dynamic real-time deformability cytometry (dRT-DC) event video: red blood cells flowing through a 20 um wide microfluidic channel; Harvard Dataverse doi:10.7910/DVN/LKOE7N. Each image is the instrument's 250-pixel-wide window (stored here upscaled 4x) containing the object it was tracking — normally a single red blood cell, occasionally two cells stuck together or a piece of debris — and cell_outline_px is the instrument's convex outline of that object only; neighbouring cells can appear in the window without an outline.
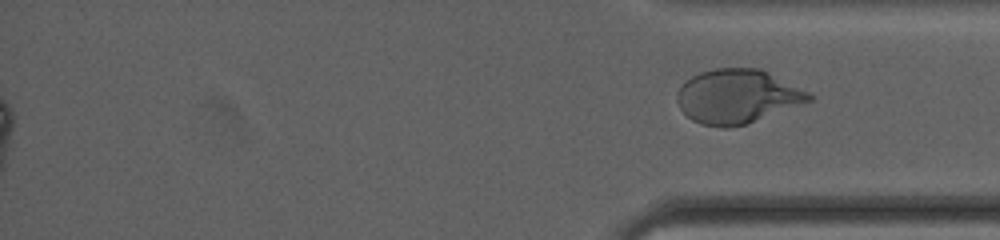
{"species": "human", "species_latin": "Homo sapiens", "temperature_condition": "cold", "stored_images_in_passage": 39, "segment_of_instrument_passage": [2, 2], "camera_frame_rate_fps": 3000, "um_per_image_px": 0.085, "donor": {"sex": "female"}, "frame": {"image": 1, "passage_image": 39, "time_ms": 19.667, "image_size_px": [1000, 240], "cell_outline_px": [[816, 96], [812, 100], [744, 124], [728, 128], [724, 128], [700, 124], [692, 120], [680, 108], [676, 100], [676, 96], [680, 88], [692, 76], [700, 72], [716, 68], [760, 68]], "centroid_in_image_um": [62.65, 8.19], "position_along_channel_um": 372.6, "area_um2": 40.98}}